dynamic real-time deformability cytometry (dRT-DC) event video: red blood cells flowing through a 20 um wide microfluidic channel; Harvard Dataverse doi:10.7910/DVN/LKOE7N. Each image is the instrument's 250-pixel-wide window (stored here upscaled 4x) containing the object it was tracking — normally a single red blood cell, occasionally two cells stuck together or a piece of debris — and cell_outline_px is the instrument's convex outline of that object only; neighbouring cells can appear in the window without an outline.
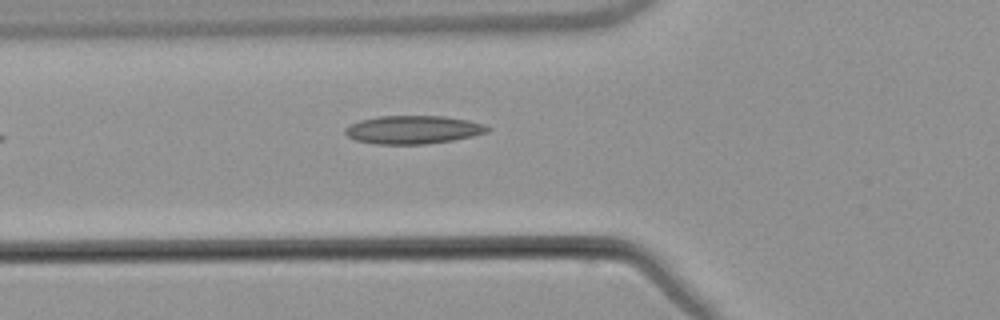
{"species": "common noctule bat (a hibernating species)", "species_latin": "Nyctalus noctula", "temperature_condition": "warm", "stored_images_in_passage": 3, "camera_frame_rate_fps": 3000, "um_per_image_px": 0.085, "animal": {"sex": "male", "body_mass_g": 21.5, "forearm_length_mm": 52.0}, "frame": {"image": 1, "passage_image": 3, "time_ms": 2.667, "image_size_px": [1000, 320], "cell_outline_px": [[492, 128], [488, 132], [472, 136], [452, 140], [424, 144], [376, 144], [356, 140], [348, 136], [344, 132], [344, 128], [348, 124], [360, 120], [380, 116], [444, 116], [468, 120], [484, 124]], "centroid_in_image_um": [35.1, 11.02], "position_along_channel_um": 90.7, "area_um2": 23.47}}